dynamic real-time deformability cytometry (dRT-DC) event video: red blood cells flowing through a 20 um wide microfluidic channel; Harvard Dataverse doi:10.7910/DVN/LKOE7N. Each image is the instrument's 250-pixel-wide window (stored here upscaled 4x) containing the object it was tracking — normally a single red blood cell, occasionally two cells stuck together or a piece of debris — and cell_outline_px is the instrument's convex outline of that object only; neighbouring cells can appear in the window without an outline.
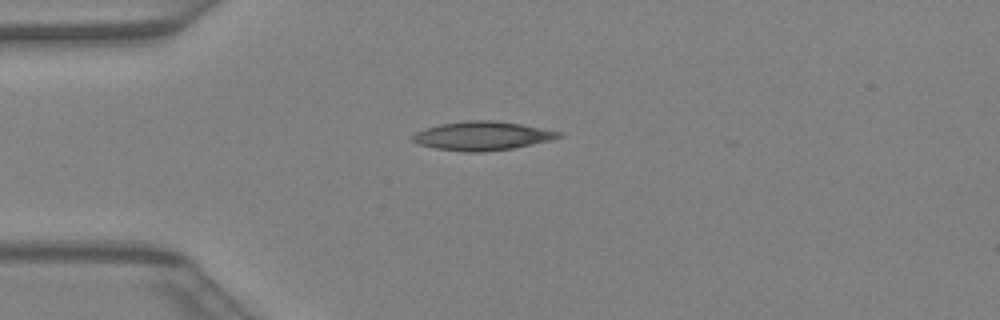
{"species": "Egyptian fruit bat (a non-hibernating species)", "species_latin": "Rousettus aegyptiacus", "temperature_condition": "warm", "stored_images_in_passage": 31, "camera_frame_rate_fps": 3000, "um_per_image_px": 0.085, "animal": {"sex": "female"}, "frame": {"image": 1, "passage_image": 1, "time_ms": 0.0, "image_size_px": [1000, 320], "cell_outline_px": [[564, 136], [532, 144], [512, 148], [484, 152], [468, 152], [436, 148], [420, 144], [412, 140], [412, 136], [416, 132], [440, 124], [468, 120], [492, 120], [520, 124], [564, 132]], "centroid_in_image_um": [41.03, 11.54], "position_along_channel_um": 44.0, "area_um2": 24.22}}
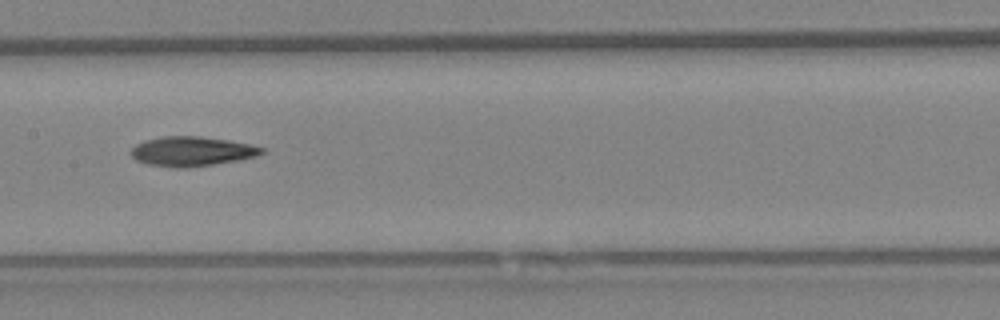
{"frame": {"image": 2, "passage_image": 11, "time_ms": 3.333, "image_size_px": [1000, 320], "cell_outline_px": [[264, 152], [256, 156], [236, 160], [212, 164], [184, 168], [180, 168], [148, 164], [136, 160], [132, 156], [132, 148], [136, 144], [144, 140], [160, 136], [200, 136], [228, 140], [252, 144], [264, 148]], "centroid_in_image_um": [16.3, 12.85], "position_along_channel_um": 191.1, "area_um2": 22.37}}
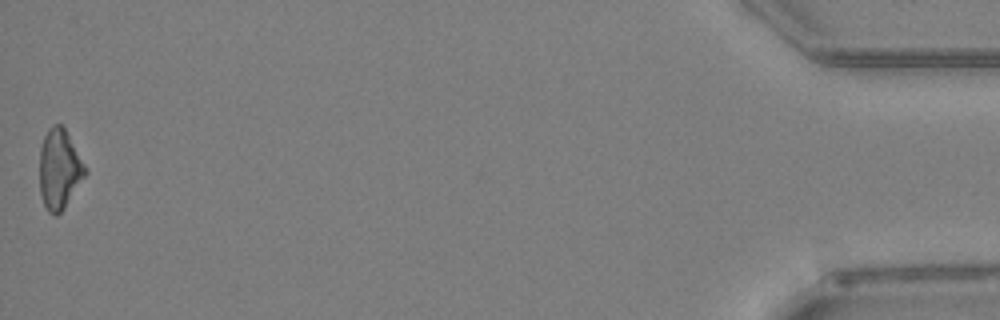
{"frame": {"image": 3, "passage_image": 31, "time_ms": 10.0, "image_size_px": [1000, 320], "cell_outline_px": [[88, 172], [64, 208], [56, 216], [48, 212], [44, 204], [40, 192], [40, 148], [44, 136], [48, 128], [52, 124], [60, 124], [64, 128], [84, 164]], "centroid_in_image_um": [5.03, 14.39], "position_along_channel_um": 430.2, "area_um2": 20.98}}